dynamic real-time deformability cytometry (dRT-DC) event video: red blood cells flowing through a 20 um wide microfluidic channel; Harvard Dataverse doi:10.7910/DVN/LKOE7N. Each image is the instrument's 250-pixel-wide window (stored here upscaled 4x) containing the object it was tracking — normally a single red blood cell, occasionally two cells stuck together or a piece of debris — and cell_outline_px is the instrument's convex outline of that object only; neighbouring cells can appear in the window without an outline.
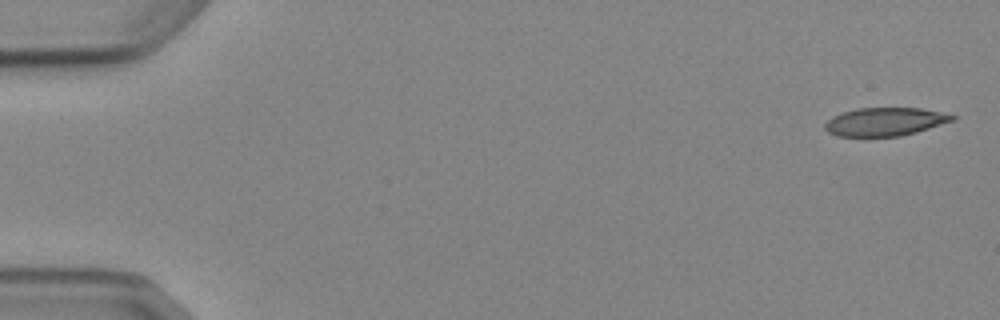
{"species": "Egyptian fruit bat (a non-hibernating species)", "species_latin": "Rousettus aegyptiacus", "temperature_condition": "cold", "stored_images_in_passage": 3, "camera_frame_rate_fps": 3000, "um_per_image_px": 0.085, "animal": {"sex": "female"}, "frame": {"image": 1, "passage_image": 1, "time_ms": 0.0, "image_size_px": [1000, 320], "cell_outline_px": [[956, 120], [916, 132], [900, 136], [836, 136], [828, 132], [824, 128], [824, 124], [832, 116], [856, 108], [920, 108], [940, 112], [956, 116]], "centroid_in_image_um": [75.22, 10.35], "position_along_channel_um": 9.8, "area_um2": 20.92}}